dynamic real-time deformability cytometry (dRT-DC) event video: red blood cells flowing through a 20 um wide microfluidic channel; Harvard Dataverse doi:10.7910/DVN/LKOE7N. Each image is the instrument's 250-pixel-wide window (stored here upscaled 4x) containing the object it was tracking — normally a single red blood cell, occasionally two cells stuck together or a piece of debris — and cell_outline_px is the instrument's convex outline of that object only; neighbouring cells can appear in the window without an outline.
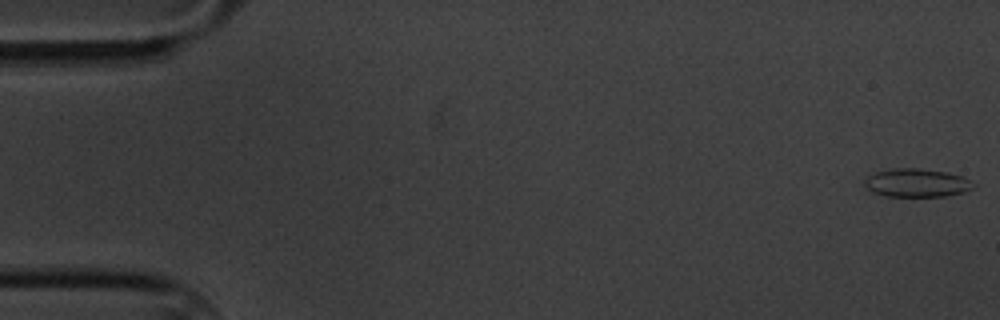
{"species": "common noctule bat (a hibernating species)", "species_latin": "Nyctalus noctula", "temperature_condition": "cold", "stored_images_in_passage": 59, "camera_frame_rate_fps": 3000, "um_per_image_px": 0.085, "animal": {"sex": "male", "body_mass_g": 20.1, "forearm_length_mm": 53.5}, "frame": {"image": 1, "passage_image": 1, "time_ms": 0.0, "image_size_px": [1000, 320], "cell_outline_px": [[976, 184], [972, 188], [964, 192], [944, 196], [884, 196], [872, 192], [864, 184], [864, 180], [868, 176], [876, 172], [892, 168], [916, 168], [948, 172], [964, 176]], "centroid_in_image_um": [77.94, 15.54], "position_along_channel_um": 7.1, "area_um2": 18.03}}
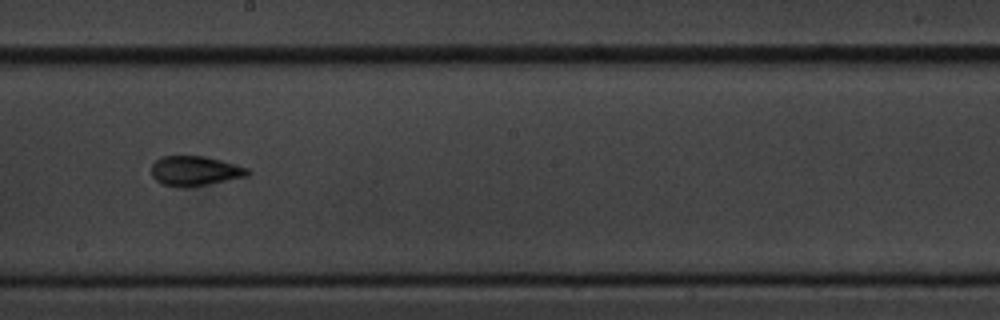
{"frame": {"image": 2, "passage_image": 33, "time_ms": 10.667, "image_size_px": [1000, 320], "cell_outline_px": [[252, 172], [248, 176], [208, 184], [184, 188], [164, 184], [156, 180], [152, 176], [152, 164], [160, 156], [204, 156], [220, 160], [248, 168]], "centroid_in_image_um": [16.58, 14.53], "position_along_channel_um": 231.6, "area_um2": 16.65}}
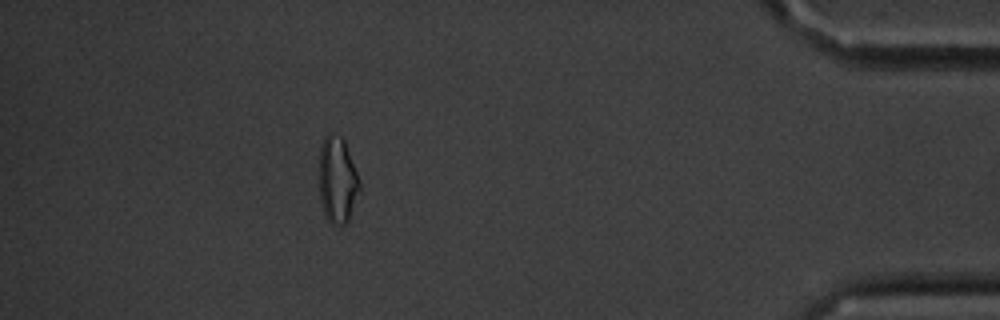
{"frame": {"image": 3, "passage_image": 53, "time_ms": 17.333, "image_size_px": [1000, 320], "cell_outline_px": [[360, 188], [348, 220], [344, 224], [328, 224], [324, 216], [320, 204], [320, 148], [324, 136], [328, 132], [340, 136], [344, 140], [360, 180]], "centroid_in_image_um": [28.66, 15.31], "position_along_channel_um": 406.5, "area_um2": 20.35}, "authors_computed_cell_mechanics": {"area_um2": 16.5886, "velocity_mm_per_s": 3.3775, "shape_relaxation_time_tau1_ms": 7.687, "shape_relaxation_time_tau2_ms": 2.6507, "deformation_change_tau1": 0.1443, "deformation_change_tau2": 0.0845}}